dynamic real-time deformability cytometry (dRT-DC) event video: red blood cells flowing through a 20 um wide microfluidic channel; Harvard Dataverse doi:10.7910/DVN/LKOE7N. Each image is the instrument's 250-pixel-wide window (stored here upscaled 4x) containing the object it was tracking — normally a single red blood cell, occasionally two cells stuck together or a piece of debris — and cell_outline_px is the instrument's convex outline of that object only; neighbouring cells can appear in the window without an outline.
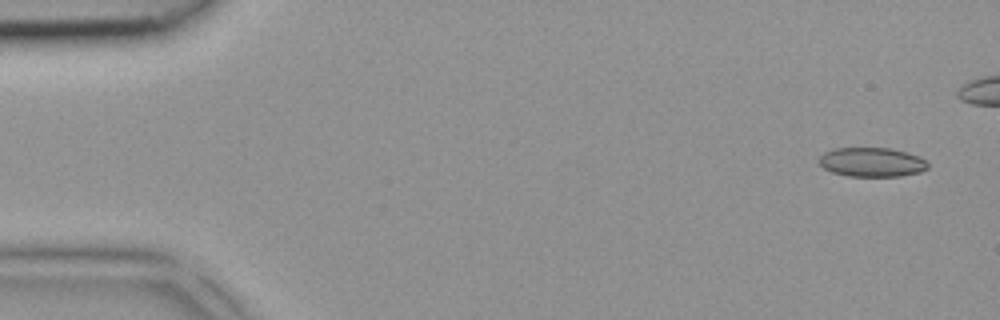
{"species": "common noctule bat (a hibernating species)", "species_latin": "Nyctalus noctula", "temperature_condition": "room temperature", "stored_images_in_passage": 5, "camera_frame_rate_fps": 3000, "um_per_image_px": 0.085, "animal": {"sex": "female", "body_mass_g": 18.4}, "frame": {"image": 1, "passage_image": 1, "time_ms": 0.0, "image_size_px": [1000, 320], "cell_outline_px": [[928, 168], [920, 172], [900, 176], [848, 176], [832, 172], [824, 168], [820, 164], [820, 156], [824, 152], [832, 148], [888, 148], [908, 152], [920, 156], [928, 164]], "centroid_in_image_um": [74.11, 13.78], "position_along_channel_um": 10.9, "area_um2": 18.55}}